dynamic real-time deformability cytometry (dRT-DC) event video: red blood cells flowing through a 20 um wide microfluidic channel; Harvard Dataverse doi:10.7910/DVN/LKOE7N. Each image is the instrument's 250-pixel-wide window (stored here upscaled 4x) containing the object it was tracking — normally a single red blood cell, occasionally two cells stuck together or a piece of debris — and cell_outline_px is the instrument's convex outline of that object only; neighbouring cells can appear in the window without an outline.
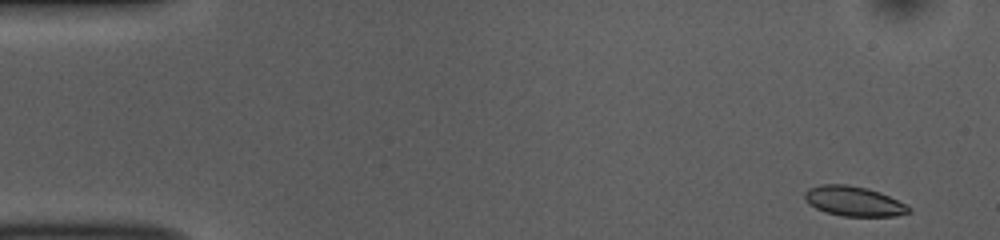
{"species": "common noctule bat (a hibernating species)", "species_latin": "Nyctalus noctula", "temperature_condition": "room temperature", "stored_images_in_passage": 52, "camera_frame_rate_fps": 3000, "um_per_image_px": 0.085, "animal": {"sex": "female", "body_mass_g": 10.0, "forearm_length_mm": 53.1}, "frame": {"image": 1, "passage_image": 1, "time_ms": 0.0, "image_size_px": [1000, 240], "cell_outline_px": [[912, 212], [896, 216], [844, 216], [824, 212], [808, 204], [804, 200], [804, 192], [808, 188], [820, 184], [848, 184], [868, 188], [880, 192], [912, 208]], "centroid_in_image_um": [72.53, 17.1], "position_along_channel_um": 12.5, "area_um2": 18.26}}
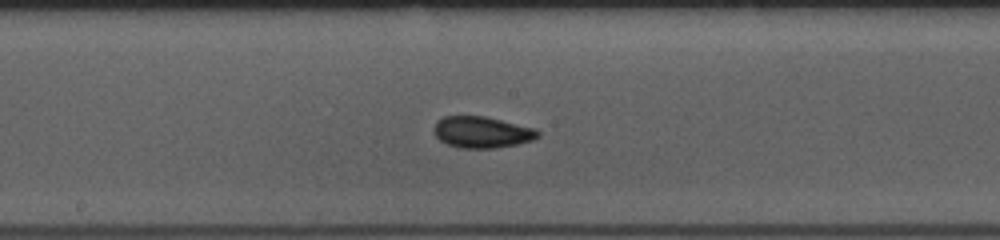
{"frame": {"image": 2, "passage_image": 26, "time_ms": 8.333, "image_size_px": [1000, 240], "cell_outline_px": [[540, 136], [532, 140], [516, 144], [496, 148], [460, 148], [448, 144], [440, 140], [436, 136], [432, 128], [436, 120], [444, 116], [484, 116], [536, 128], [540, 132]], "centroid_in_image_um": [40.95, 11.23], "position_along_channel_um": 207.3, "area_um2": 19.13}}
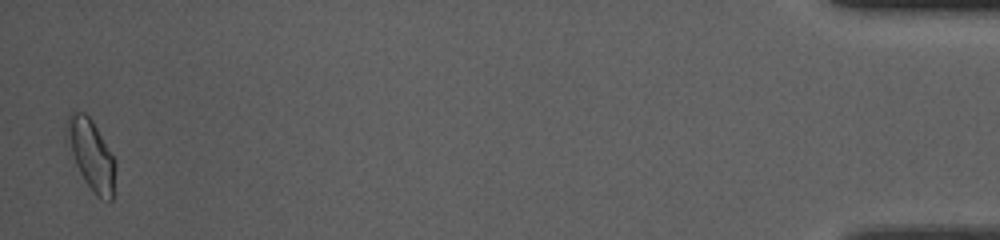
{"frame": {"image": 3, "passage_image": 51, "time_ms": 16.667, "image_size_px": [1000, 240], "cell_outline_px": [[116, 164], [112, 200], [108, 200], [96, 196], [92, 192], [84, 180], [64, 140], [64, 120], [72, 112], [84, 112], [92, 120], [112, 156]], "centroid_in_image_um": [7.68, 13.11], "position_along_channel_um": 427.5, "area_um2": 20.0}, "authors_computed_cell_mechanics": {"area_um2": 18.3226, "velocity_mm_per_s": 3.7072, "shape_relaxation_time_tau1_ms": 2.8123, "shape_relaxation_time_tau2_ms": 2.3329, "deformation_change_tau1": 0.0767, "deformation_change_tau2": 0.0434}}